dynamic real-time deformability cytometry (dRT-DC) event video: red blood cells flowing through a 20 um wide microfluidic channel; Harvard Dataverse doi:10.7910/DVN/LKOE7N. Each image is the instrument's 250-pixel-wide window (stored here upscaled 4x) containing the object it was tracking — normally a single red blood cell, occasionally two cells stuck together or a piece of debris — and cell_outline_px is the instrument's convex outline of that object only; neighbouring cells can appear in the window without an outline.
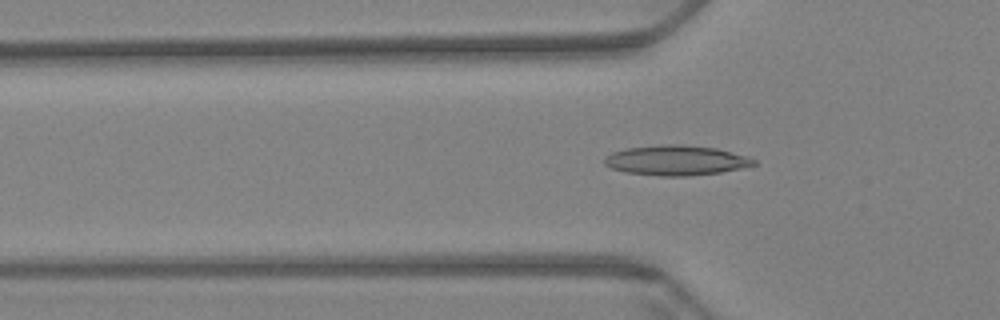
{"species": "Egyptian fruit bat (a non-hibernating species)", "species_latin": "Rousettus aegyptiacus", "temperature_condition": "warm", "stored_images_in_passage": 41, "camera_frame_rate_fps": 3000, "um_per_image_px": 0.085, "animal": {"sex": "female"}, "frame": {"image": 1, "passage_image": 10, "time_ms": 3.0, "image_size_px": [1000, 320], "cell_outline_px": [[756, 164], [740, 168], [720, 172], [688, 176], [660, 176], [624, 172], [612, 168], [604, 164], [604, 156], [612, 152], [628, 148], [660, 144], [680, 144], [716, 148], [748, 156], [756, 160]], "centroid_in_image_um": [57.45, 13.62], "position_along_channel_um": 68.4, "area_um2": 26.13}}
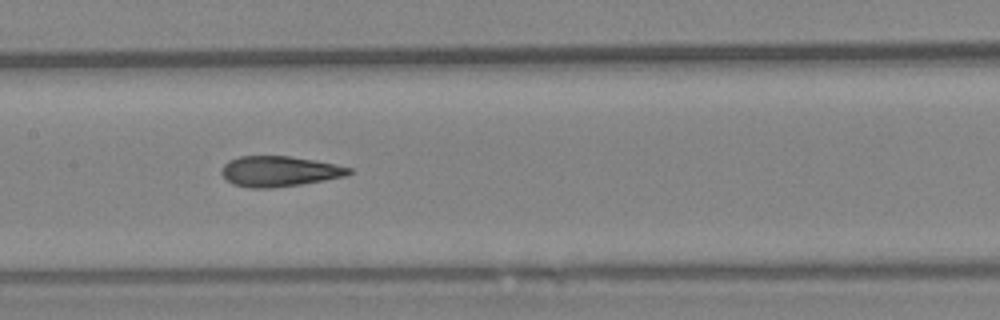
{"frame": {"image": 2, "passage_image": 20, "time_ms": 6.333, "image_size_px": [1000, 320], "cell_outline_px": [[352, 172], [344, 176], [324, 180], [300, 184], [268, 188], [252, 188], [232, 184], [220, 172], [224, 164], [228, 160], [240, 156], [288, 156], [316, 160], [336, 164], [352, 168]], "centroid_in_image_um": [23.73, 14.55], "position_along_channel_um": 183.7, "area_um2": 22.48}}
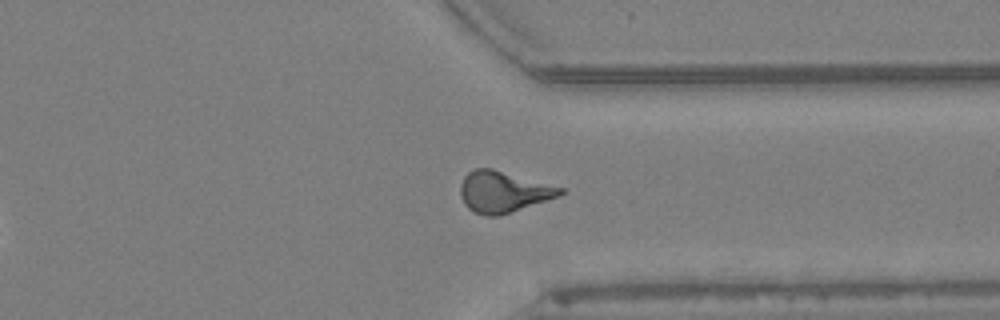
{"frame": {"image": 3, "passage_image": 36, "time_ms": 11.667, "image_size_px": [1000, 320], "cell_outline_px": [[564, 192], [560, 196], [496, 216], [488, 216], [476, 212], [468, 208], [464, 204], [460, 196], [460, 184], [464, 176], [468, 172], [476, 168], [492, 168], [564, 188]], "centroid_in_image_um": [42.75, 16.28], "position_along_channel_um": 368.6, "area_um2": 23.7}, "authors_computed_cell_mechanics": {"area_um2": 23.0044, "velocity_mm_per_s": 3.4712, "shape_relaxation_time_tau1_ms": 11.0682, "shape_relaxation_time_tau2_ms": 2.0566, "deformation_change_tau1": 0.253, "deformation_change_tau2": 0.0919}}